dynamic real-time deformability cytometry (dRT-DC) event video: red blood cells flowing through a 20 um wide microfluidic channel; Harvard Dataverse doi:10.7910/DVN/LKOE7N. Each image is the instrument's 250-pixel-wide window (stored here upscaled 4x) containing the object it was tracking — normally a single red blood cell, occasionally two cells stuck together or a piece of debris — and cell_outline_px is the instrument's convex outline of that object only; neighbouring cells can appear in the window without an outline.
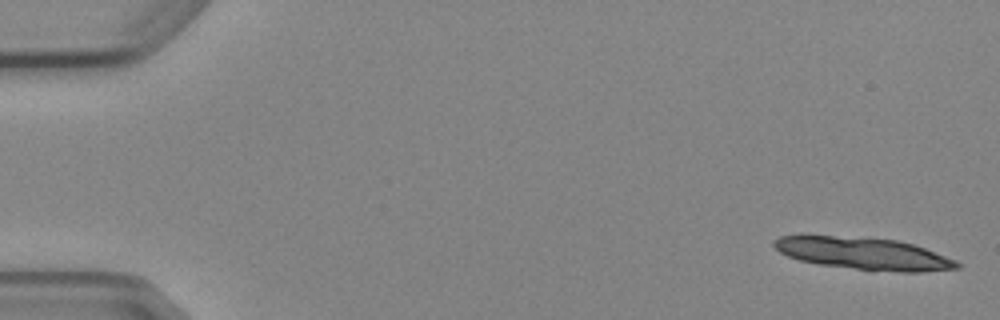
{"species": "Egyptian fruit bat (a non-hibernating species)", "species_latin": "Rousettus aegyptiacus", "temperature_condition": "cold", "stored_images_in_passage": 5, "camera_frame_rate_fps": 3000, "um_per_image_px": 0.085, "animal": {"sex": "female"}, "frame": {"image": 1, "passage_image": 1, "time_ms": 0.0, "image_size_px": [1000, 320], "cell_outline_px": [[960, 268], [920, 272], [900, 272], [856, 268], [820, 264], [800, 260], [788, 256], [780, 252], [772, 244], [772, 240], [780, 236], [800, 232], [804, 232], [896, 240], [912, 244], [924, 248], [956, 260], [960, 264]], "centroid_in_image_um": [73.27, 21.49], "position_along_channel_um": 11.7, "area_um2": 34.85}}